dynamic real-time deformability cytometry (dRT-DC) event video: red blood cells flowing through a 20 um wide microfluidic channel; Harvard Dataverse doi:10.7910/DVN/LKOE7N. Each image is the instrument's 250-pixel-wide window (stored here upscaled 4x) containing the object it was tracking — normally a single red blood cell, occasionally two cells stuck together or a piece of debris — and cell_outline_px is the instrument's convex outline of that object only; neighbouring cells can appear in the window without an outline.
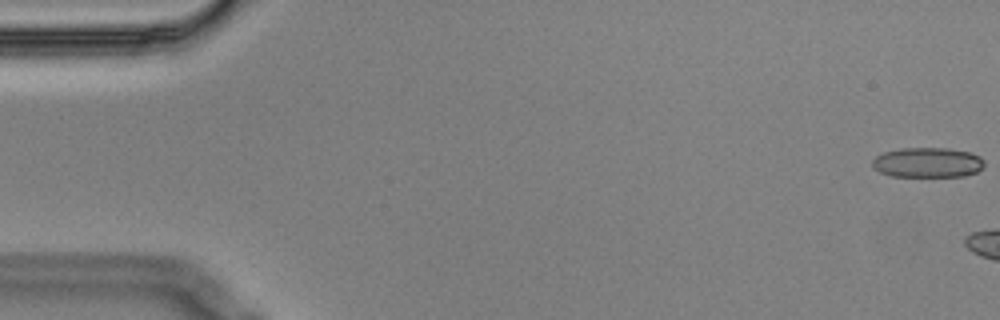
{"species": "Egyptian fruit bat (a non-hibernating species)", "species_latin": "Rousettus aegyptiacus", "temperature_condition": "cold", "stored_images_in_passage": 13, "camera_frame_rate_fps": 3000, "um_per_image_px": 0.085, "animal": {"sex": "male"}, "frame": {"image": 1, "passage_image": 1, "time_ms": 0.0, "image_size_px": [1000, 320], "cell_outline_px": [[984, 168], [976, 172], [964, 176], [892, 176], [880, 172], [872, 168], [872, 160], [876, 156], [884, 152], [900, 148], [948, 148], [972, 152], [980, 156], [984, 160]], "centroid_in_image_um": [78.86, 13.8], "position_along_channel_um": 6.1, "area_um2": 19.77}}